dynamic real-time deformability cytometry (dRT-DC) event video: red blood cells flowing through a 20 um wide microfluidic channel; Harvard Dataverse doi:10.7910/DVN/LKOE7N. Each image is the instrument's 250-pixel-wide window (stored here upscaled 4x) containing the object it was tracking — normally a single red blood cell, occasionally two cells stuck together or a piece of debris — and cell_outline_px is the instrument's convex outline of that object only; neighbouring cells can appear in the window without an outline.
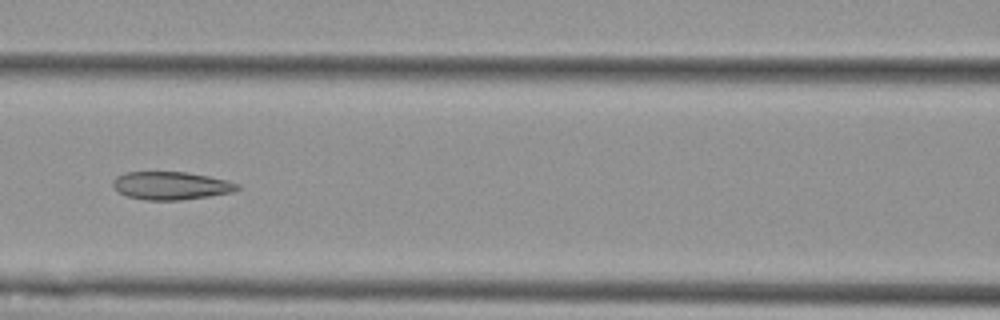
{"species": "Egyptian fruit bat (a non-hibernating species)", "species_latin": "Rousettus aegyptiacus", "temperature_condition": "cold", "stored_images_in_passage": 8, "camera_frame_rate_fps": 3000, "um_per_image_px": 0.085, "animal": {"sex": "female"}, "frame": {"image": 1, "passage_image": 6, "time_ms": 6.0, "image_size_px": [1000, 320], "cell_outline_px": [[240, 188], [232, 192], [208, 196], [180, 200], [144, 200], [128, 196], [120, 192], [112, 184], [112, 180], [116, 176], [124, 172], [184, 172], [208, 176], [228, 180], [240, 184]], "centroid_in_image_um": [14.54, 15.77], "position_along_channel_um": 152.1, "area_um2": 20.23}}
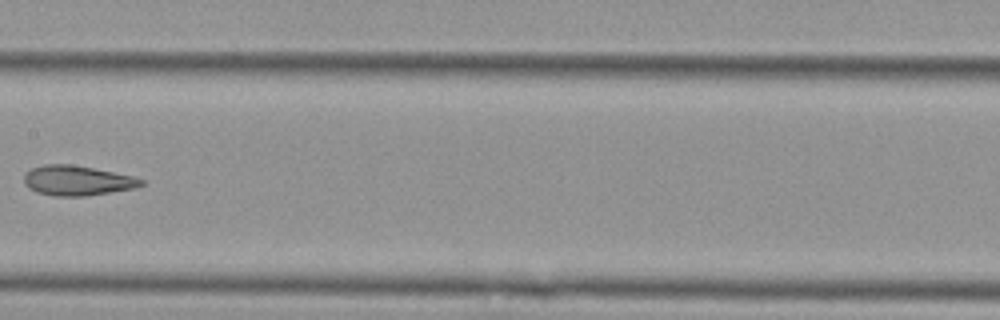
{"frame": {"image": 2, "passage_image": 7, "time_ms": 7.333, "image_size_px": [1000, 320], "cell_outline_px": [[144, 184], [136, 188], [84, 196], [56, 196], [36, 192], [28, 188], [24, 184], [24, 176], [32, 168], [44, 164], [68, 164], [92, 168], [132, 176], [144, 180]], "centroid_in_image_um": [6.55, 15.35], "position_along_channel_um": 200.9, "area_um2": 20.23}}
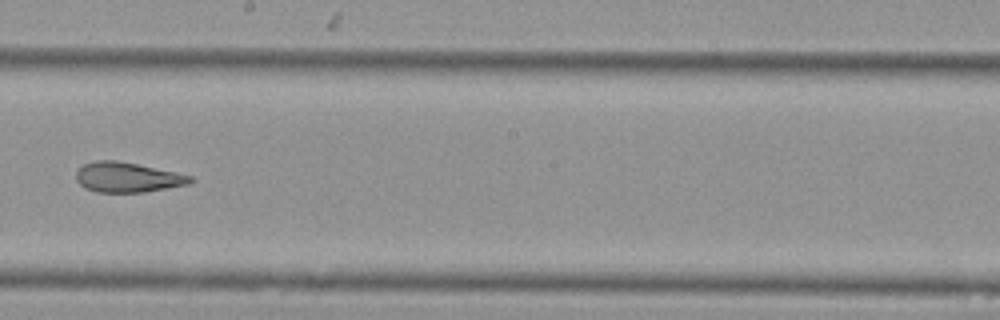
{"frame": {"image": 3, "passage_image": 8, "time_ms": 8.333, "image_size_px": [1000, 320], "cell_outline_px": [[196, 180], [188, 184], [168, 188], [144, 192], [96, 192], [84, 188], [76, 180], [76, 172], [84, 164], [96, 160], [116, 160], [136, 164], [192, 176]], "centroid_in_image_um": [10.82, 15.08], "position_along_channel_um": 237.4, "area_um2": 19.83}}